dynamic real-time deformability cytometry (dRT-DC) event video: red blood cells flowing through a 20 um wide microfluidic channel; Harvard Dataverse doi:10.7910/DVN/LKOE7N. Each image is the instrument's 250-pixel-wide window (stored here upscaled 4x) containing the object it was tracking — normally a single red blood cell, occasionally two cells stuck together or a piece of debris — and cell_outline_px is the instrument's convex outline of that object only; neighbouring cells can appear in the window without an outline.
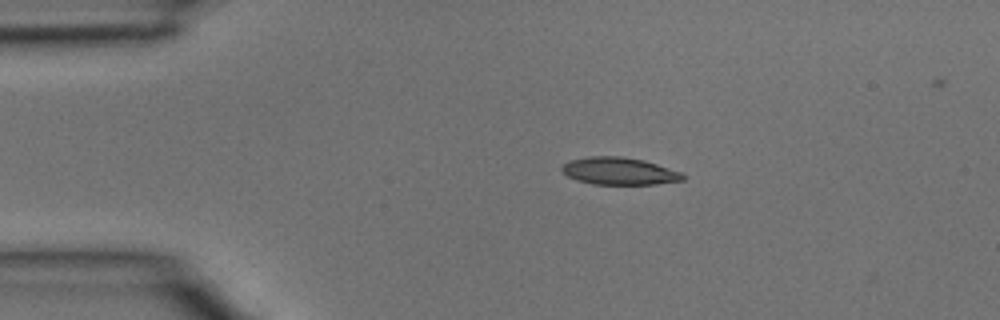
{"species": "common noctule bat (a hibernating species)", "species_latin": "Nyctalus noctula", "temperature_condition": "room temperature", "stored_images_in_passage": 7, "camera_frame_rate_fps": 3000, "um_per_image_px": 0.085, "animal": {"sex": "male", "body_mass_g": 15.6}, "frame": {"image": 1, "passage_image": 3, "time_ms": 0.667, "image_size_px": [1000, 320], "cell_outline_px": [[684, 180], [656, 184], [592, 184], [576, 180], [568, 176], [560, 168], [568, 160], [588, 156], [620, 156], [644, 160], [680, 172], [684, 176]], "centroid_in_image_um": [52.59, 14.54], "position_along_channel_um": 32.4, "area_um2": 19.19}}